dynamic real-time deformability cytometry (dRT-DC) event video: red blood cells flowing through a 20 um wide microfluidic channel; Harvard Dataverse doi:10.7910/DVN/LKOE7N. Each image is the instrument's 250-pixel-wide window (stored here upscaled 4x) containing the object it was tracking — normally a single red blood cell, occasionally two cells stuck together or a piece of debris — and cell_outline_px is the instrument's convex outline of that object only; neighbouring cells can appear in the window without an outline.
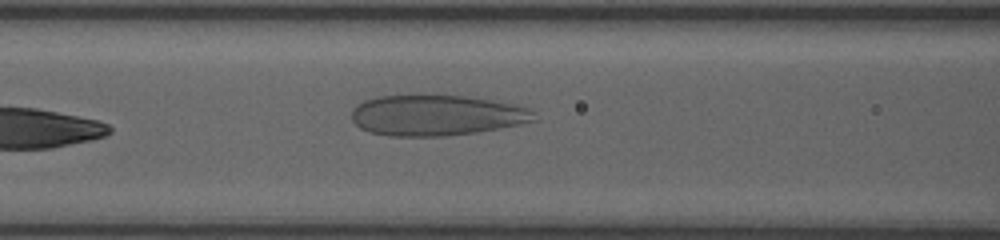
{"species": "human", "species_latin": "Homo sapiens", "temperature_condition": "room temperature", "stored_images_in_passage": 11, "camera_frame_rate_fps": 3000, "um_per_image_px": 0.085, "donor": {"sex": "female"}, "frame": {"image": 1, "passage_image": 11, "time_ms": 9.0, "image_size_px": [1000, 240], "cell_outline_px": [[536, 120], [520, 124], [476, 132], [448, 136], [392, 136], [372, 132], [360, 128], [352, 120], [352, 112], [364, 100], [376, 96], [464, 96], [492, 100], [516, 104], [528, 108], [532, 112]], "centroid_in_image_um": [37.11, 9.81], "position_along_channel_um": 129.5, "area_um2": 42.77}}